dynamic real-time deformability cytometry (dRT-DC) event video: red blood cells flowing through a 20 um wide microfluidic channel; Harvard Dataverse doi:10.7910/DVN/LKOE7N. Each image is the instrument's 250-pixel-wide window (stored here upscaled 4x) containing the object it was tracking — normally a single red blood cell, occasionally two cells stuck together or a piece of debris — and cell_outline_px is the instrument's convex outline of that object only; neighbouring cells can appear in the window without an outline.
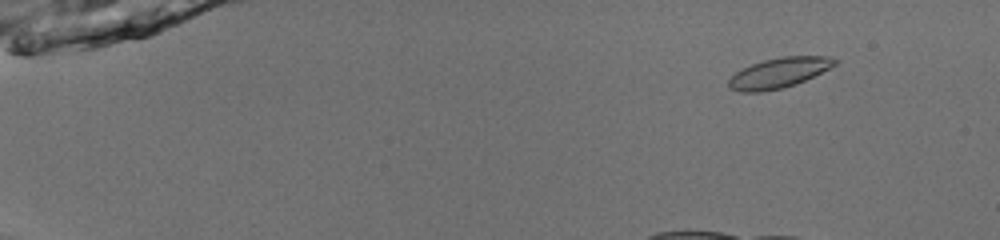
{"species": "common noctule bat (a hibernating species)", "species_latin": "Nyctalus noctula", "temperature_condition": "room temperature", "stored_images_in_passage": 20, "camera_frame_rate_fps": 3000, "um_per_image_px": 0.085, "animal": {"sex": "male", "body_mass_g": 13.0, "forearm_length_mm": 53.1}, "frame": {"image": 1, "passage_image": 7, "time_ms": 2.0, "image_size_px": [1000, 240], "cell_outline_px": [[840, 60], [836, 64], [796, 84], [780, 88], [760, 92], [740, 92], [728, 88], [728, 80], [736, 72], [752, 64], [764, 60], [780, 56], [828, 56]], "centroid_in_image_um": [66.19, 6.19], "position_along_channel_um": 18.8, "area_um2": 18.44}}